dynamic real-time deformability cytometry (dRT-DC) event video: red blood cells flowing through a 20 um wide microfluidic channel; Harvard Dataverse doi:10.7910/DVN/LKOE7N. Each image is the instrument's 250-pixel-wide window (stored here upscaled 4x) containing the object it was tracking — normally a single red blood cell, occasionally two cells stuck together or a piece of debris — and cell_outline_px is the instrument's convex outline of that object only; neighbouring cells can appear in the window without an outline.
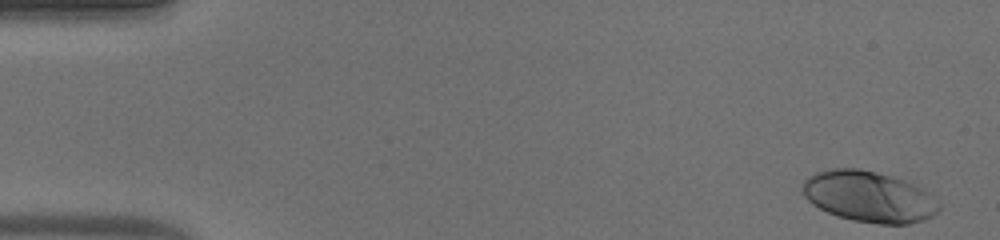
{"species": "human", "species_latin": "Homo sapiens", "temperature_condition": "warm", "stored_images_in_passage": 52, "camera_frame_rate_fps": 3000, "um_per_image_px": 0.085, "donor": {"sex": "male"}, "frame": {"image": 1, "passage_image": 1, "time_ms": 0.0, "image_size_px": [1000, 240], "cell_outline_px": [[940, 208], [932, 216], [924, 220], [908, 224], [880, 224], [852, 220], [836, 216], [812, 204], [804, 196], [800, 188], [804, 180], [808, 176], [816, 172], [832, 168], [860, 168], [892, 176], [904, 180], [920, 188], [940, 200]], "centroid_in_image_um": [73.84, 16.71], "position_along_channel_um": 11.2, "area_um2": 40.81}}
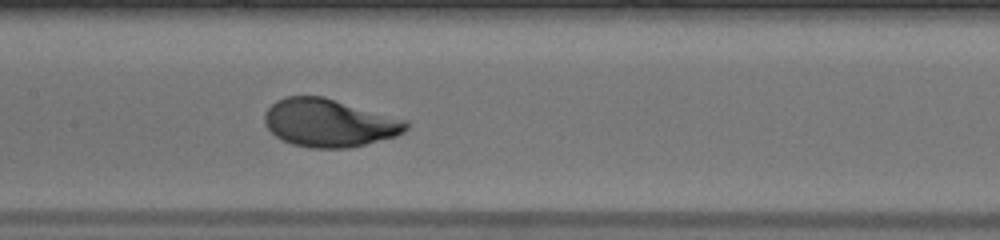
{"frame": {"image": 2, "passage_image": 25, "time_ms": 8.0, "image_size_px": [1000, 240], "cell_outline_px": [[408, 128], [404, 132], [396, 136], [348, 148], [308, 148], [292, 144], [276, 136], [264, 124], [264, 112], [276, 100], [284, 96], [324, 96], [408, 120]], "centroid_in_image_um": [27.98, 10.43], "position_along_channel_um": 179.4, "area_um2": 39.71}}
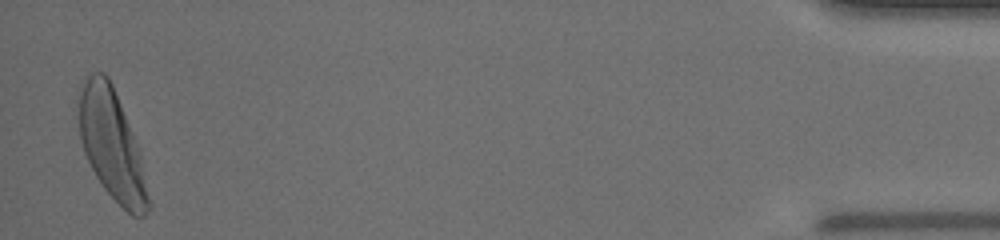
{"frame": {"image": 3, "passage_image": 51, "time_ms": 16.667, "image_size_px": [1000, 240], "cell_outline_px": [[152, 208], [144, 216], [132, 216], [104, 188], [96, 176], [84, 152], [80, 136], [76, 104], [80, 80], [84, 76], [92, 72], [104, 72], [108, 76], [112, 84], [136, 140], [140, 152], [152, 204]], "centroid_in_image_um": [9.49, 12.25], "position_along_channel_um": 425.7, "area_um2": 45.26}, "authors_computed_cell_mechanics": {"area_um2": 39.6508, "velocity_mm_per_s": 3.8521, "shape_relaxation_time_tau1_ms": 2.3914, "shape_relaxation_time_tau2_ms": null, "deformation_change_tau1": 0.1931, "deformation_change_tau2": null}}